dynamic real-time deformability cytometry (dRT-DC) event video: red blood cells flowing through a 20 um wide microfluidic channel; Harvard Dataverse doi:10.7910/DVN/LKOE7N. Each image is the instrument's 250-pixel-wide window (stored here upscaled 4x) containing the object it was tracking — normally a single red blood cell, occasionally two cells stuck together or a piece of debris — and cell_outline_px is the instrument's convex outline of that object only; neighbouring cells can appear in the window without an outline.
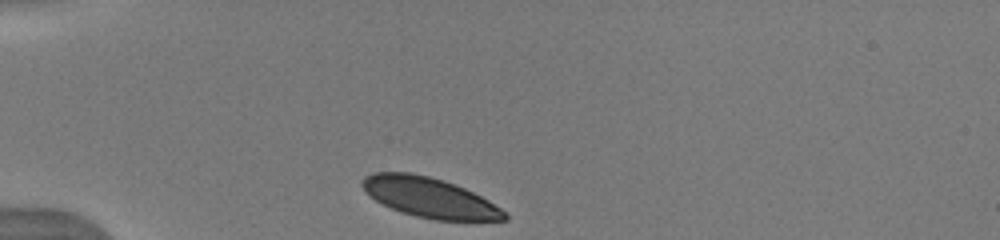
{"species": "human", "species_latin": "Homo sapiens", "temperature_condition": "warm", "stored_images_in_passage": 14, "camera_frame_rate_fps": 3000, "um_per_image_px": 0.085, "donor": {"sex": "male"}, "frame": {"image": 1, "passage_image": 1, "time_ms": 0.0, "image_size_px": [1000, 240], "cell_outline_px": [[508, 220], [436, 220], [416, 216], [392, 208], [376, 200], [360, 184], [360, 180], [364, 176], [372, 172], [408, 172], [428, 176], [444, 180], [464, 188], [488, 200], [500, 208], [508, 216]], "centroid_in_image_um": [36.5, 16.77], "position_along_channel_um": 48.5, "area_um2": 32.66}}